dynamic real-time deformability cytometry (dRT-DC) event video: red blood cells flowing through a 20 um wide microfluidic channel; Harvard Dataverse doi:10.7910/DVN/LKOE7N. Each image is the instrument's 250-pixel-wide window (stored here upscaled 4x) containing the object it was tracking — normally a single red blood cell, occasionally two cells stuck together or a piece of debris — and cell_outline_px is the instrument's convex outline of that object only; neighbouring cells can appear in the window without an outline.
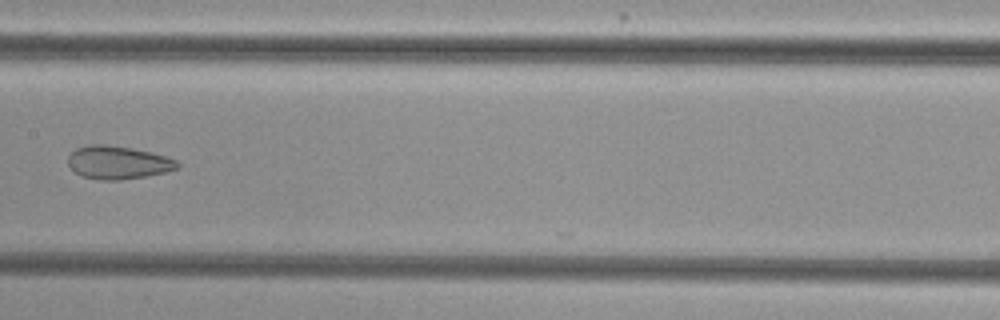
{"species": "common noctule bat (a hibernating species)", "species_latin": "Nyctalus noctula", "temperature_condition": "cold", "stored_images_in_passage": 7, "camera_frame_rate_fps": 3000, "um_per_image_px": 0.085, "animal": {"sex": "female", "body_mass_g": 29.2, "forearm_length_mm": 56.3}, "frame": {"image": 1, "passage_image": 7, "time_ms": 7.0, "image_size_px": [1000, 320], "cell_outline_px": [[180, 168], [164, 172], [144, 176], [120, 180], [100, 180], [80, 176], [68, 164], [68, 156], [76, 148], [88, 144], [104, 144], [132, 148], [164, 156], [176, 160], [180, 164]], "centroid_in_image_um": [10.0, 13.81], "position_along_channel_um": 197.4, "area_um2": 20.98}}